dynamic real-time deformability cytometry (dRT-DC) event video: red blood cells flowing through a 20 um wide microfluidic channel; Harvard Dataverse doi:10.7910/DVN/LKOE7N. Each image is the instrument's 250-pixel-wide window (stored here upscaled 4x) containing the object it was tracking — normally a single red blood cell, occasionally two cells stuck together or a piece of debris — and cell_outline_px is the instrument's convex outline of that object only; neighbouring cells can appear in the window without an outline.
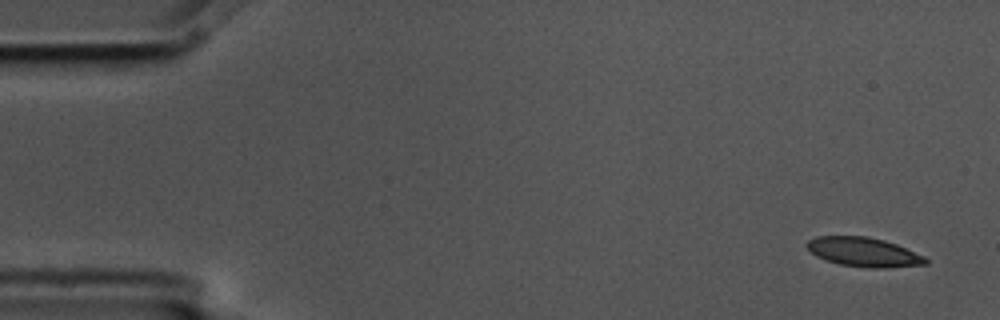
{"species": "common noctule bat (a hibernating species)", "species_latin": "Nyctalus noctula", "temperature_condition": "cold", "stored_images_in_passage": 3, "segment_of_instrument_passage": [2, 2], "camera_frame_rate_fps": 3000, "um_per_image_px": 0.085, "animal": {"sex": "male", "body_mass_g": 17.5, "forearm_length_mm": 52.3}, "frame": {"image": 1, "passage_image": 3, "time_ms": 0.667, "image_size_px": [1000, 320], "cell_outline_px": [[928, 264], [888, 268], [868, 268], [840, 264], [816, 256], [804, 244], [808, 240], [816, 236], [864, 236], [884, 240], [896, 244], [924, 256], [928, 260]], "centroid_in_image_um": [73.42, 21.43], "position_along_channel_um": 11.6, "area_um2": 20.17}}